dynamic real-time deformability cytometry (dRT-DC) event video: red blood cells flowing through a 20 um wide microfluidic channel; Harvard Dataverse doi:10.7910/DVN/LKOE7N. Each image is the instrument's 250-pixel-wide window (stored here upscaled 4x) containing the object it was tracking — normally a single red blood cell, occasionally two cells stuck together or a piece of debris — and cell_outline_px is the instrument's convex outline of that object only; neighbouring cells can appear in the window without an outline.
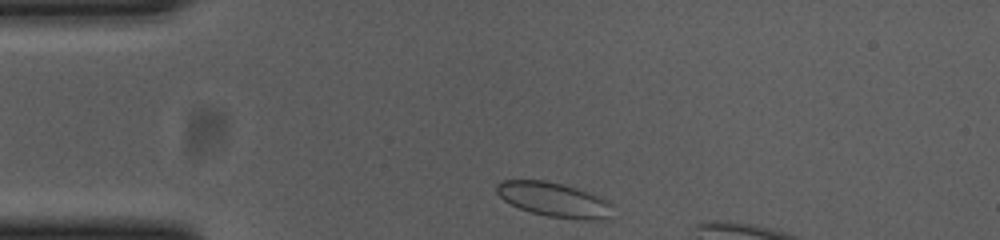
{"species": "common noctule bat (a hibernating species)", "species_latin": "Nyctalus noctula", "temperature_condition": "cold", "stored_images_in_passage": 9, "camera_frame_rate_fps": 3000, "um_per_image_px": 0.085, "animal": {"sex": "female", "body_mass_g": 23.0, "forearm_length_mm": 53.4}, "frame": {"image": 1, "passage_image": 1, "time_ms": 0.0, "image_size_px": [1000, 240], "cell_outline_px": [[612, 204], [604, 220], [584, 220], [548, 216], [532, 212], [520, 208], [504, 200], [496, 192], [496, 184], [504, 180], [544, 180], [576, 188], [608, 200]], "centroid_in_image_um": [47.05, 16.96], "position_along_channel_um": 37.9, "area_um2": 22.83}}